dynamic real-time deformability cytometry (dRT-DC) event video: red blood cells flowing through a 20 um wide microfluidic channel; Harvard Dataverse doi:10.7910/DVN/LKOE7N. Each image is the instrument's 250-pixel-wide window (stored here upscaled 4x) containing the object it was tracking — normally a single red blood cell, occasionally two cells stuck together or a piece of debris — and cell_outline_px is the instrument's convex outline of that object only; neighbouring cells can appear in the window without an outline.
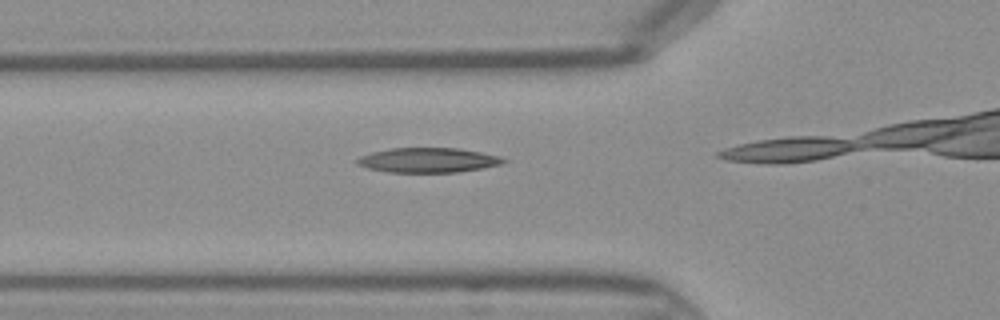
{"species": "Egyptian fruit bat (a non-hibernating species)", "species_latin": "Rousettus aegyptiacus", "temperature_condition": "warm", "stored_images_in_passage": 12, "camera_frame_rate_fps": 3000, "um_per_image_px": 0.085, "frame": {"image": 1, "passage_image": 9, "time_ms": 2.667, "image_size_px": [1000, 320], "cell_outline_px": [[508, 160], [504, 164], [484, 168], [456, 172], [388, 172], [368, 168], [356, 164], [356, 160], [360, 156], [372, 152], [392, 148], [460, 148], [500, 156]], "centroid_in_image_um": [36.42, 13.61], "position_along_channel_um": 89.4, "area_um2": 21.15}}